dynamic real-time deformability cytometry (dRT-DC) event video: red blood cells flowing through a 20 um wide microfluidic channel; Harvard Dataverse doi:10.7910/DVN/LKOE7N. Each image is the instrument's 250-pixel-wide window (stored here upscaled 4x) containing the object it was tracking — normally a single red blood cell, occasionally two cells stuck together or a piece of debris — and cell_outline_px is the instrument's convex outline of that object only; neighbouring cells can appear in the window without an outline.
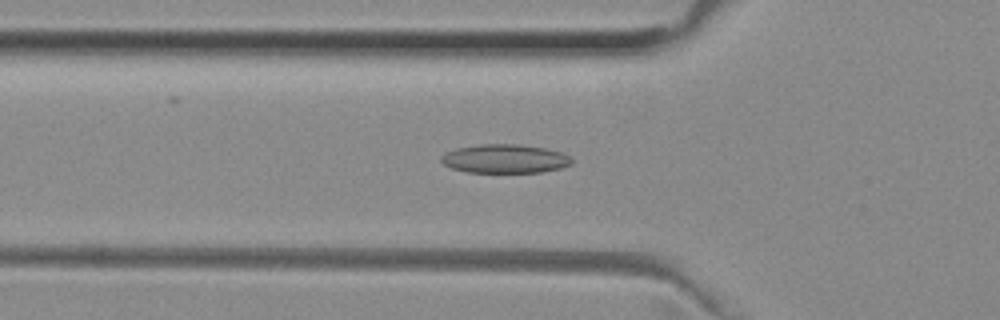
{"species": "common noctule bat (a hibernating species)", "species_latin": "Nyctalus noctula", "temperature_condition": "room temperature", "stored_images_in_passage": 51, "camera_frame_rate_fps": 3000, "um_per_image_px": 0.085, "animal": {"sex": "female", "body_mass_g": 29.2, "forearm_length_mm": 56.3}, "frame": {"image": 1, "passage_image": 17, "time_ms": 5.333, "image_size_px": [1000, 320], "cell_outline_px": [[572, 164], [560, 168], [540, 172], [464, 172], [452, 168], [444, 164], [440, 160], [440, 156], [444, 152], [456, 148], [480, 144], [516, 144], [544, 148], [564, 152], [572, 156]], "centroid_in_image_um": [42.91, 13.49], "position_along_channel_um": 82.9, "area_um2": 22.08}}
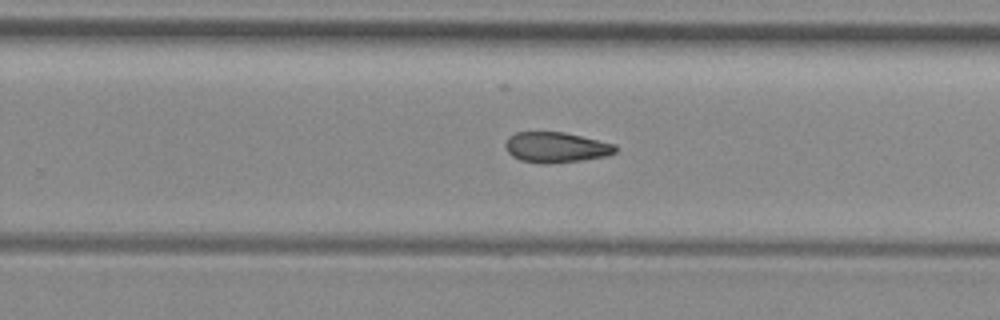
{"frame": {"image": 2, "passage_image": 32, "time_ms": 10.333, "image_size_px": [1000, 320], "cell_outline_px": [[616, 152], [608, 156], [584, 160], [548, 164], [540, 164], [520, 160], [512, 156], [504, 148], [504, 144], [508, 136], [516, 132], [564, 132], [616, 144]], "centroid_in_image_um": [47.25, 12.53], "position_along_channel_um": 282.6, "area_um2": 19.83}}
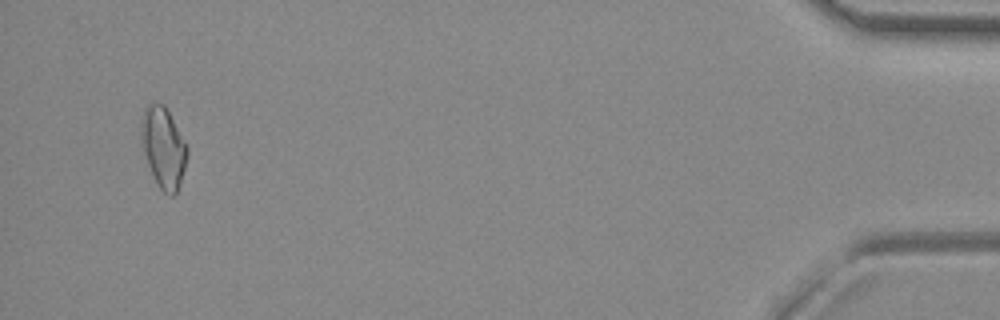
{"frame": {"image": 3, "passage_image": 49, "time_ms": 16.0, "image_size_px": [1000, 320], "cell_outline_px": [[188, 156], [180, 184], [176, 192], [172, 196], [168, 196], [156, 184], [152, 176], [144, 152], [140, 136], [140, 120], [144, 108], [152, 100], [164, 104], [188, 148]], "centroid_in_image_um": [13.86, 12.52], "position_along_channel_um": 421.3, "area_um2": 21.85}}